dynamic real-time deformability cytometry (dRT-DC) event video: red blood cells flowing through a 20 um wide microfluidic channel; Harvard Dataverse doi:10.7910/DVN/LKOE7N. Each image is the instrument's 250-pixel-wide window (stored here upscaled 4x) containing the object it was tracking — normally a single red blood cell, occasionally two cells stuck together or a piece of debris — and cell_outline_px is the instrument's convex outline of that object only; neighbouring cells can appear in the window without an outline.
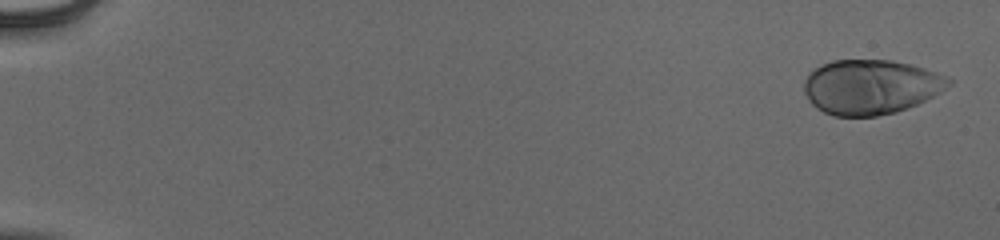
{"species": "human", "species_latin": "Homo sapiens", "temperature_condition": "cold", "stored_images_in_passage": 54, "camera_frame_rate_fps": 3000, "um_per_image_px": 0.085, "donor": {"sex": "male"}, "frame": {"image": 1, "passage_image": 2, "time_ms": 0.333, "image_size_px": [1000, 240], "cell_outline_px": [[952, 84], [940, 92], [908, 108], [896, 112], [876, 116], [832, 116], [816, 108], [812, 104], [804, 92], [804, 80], [808, 72], [832, 60], [892, 60], [912, 64], [936, 72], [952, 80]], "centroid_in_image_um": [74.0, 7.38], "position_along_channel_um": 11.0, "area_um2": 46.12}}
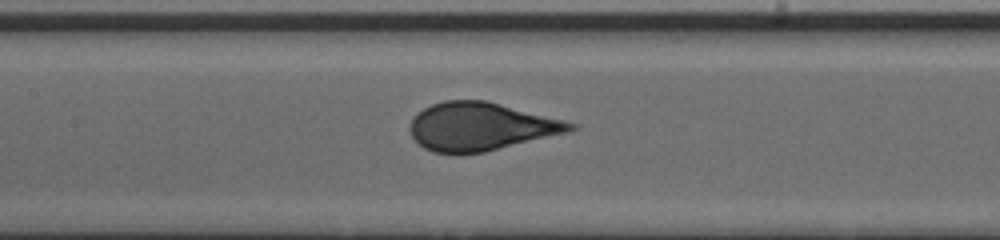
{"frame": {"image": 2, "passage_image": 28, "time_ms": 9.0, "image_size_px": [1000, 240], "cell_outline_px": [[580, 124], [572, 132], [484, 152], [432, 152], [424, 148], [412, 136], [408, 128], [408, 124], [416, 112], [432, 104], [444, 100], [484, 100]], "centroid_in_image_um": [40.88, 10.75], "position_along_channel_um": 166.5, "area_um2": 44.85}}
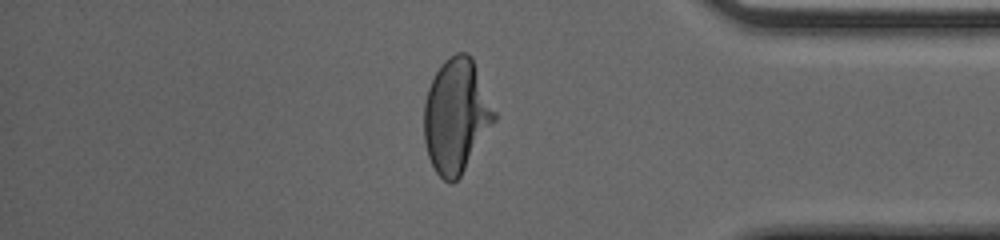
{"frame": {"image": 3, "passage_image": 47, "time_ms": 15.333, "image_size_px": [1000, 240], "cell_outline_px": [[496, 120], [460, 176], [452, 184], [444, 180], [436, 172], [428, 156], [424, 140], [424, 104], [428, 88], [440, 64], [444, 60], [456, 52], [468, 52], [472, 56], [496, 112]], "centroid_in_image_um": [38.78, 9.82], "position_along_channel_um": 396.4, "area_um2": 46.7}, "authors_computed_cell_mechanics": {"area_um2": 45.6909, "velocity_mm_per_s": 3.9162, "shape_relaxation_time_tau1_ms": 3.121, "shape_relaxation_time_tau2_ms": null, "deformation_change_tau1": 0.1792, "deformation_change_tau2": null}}